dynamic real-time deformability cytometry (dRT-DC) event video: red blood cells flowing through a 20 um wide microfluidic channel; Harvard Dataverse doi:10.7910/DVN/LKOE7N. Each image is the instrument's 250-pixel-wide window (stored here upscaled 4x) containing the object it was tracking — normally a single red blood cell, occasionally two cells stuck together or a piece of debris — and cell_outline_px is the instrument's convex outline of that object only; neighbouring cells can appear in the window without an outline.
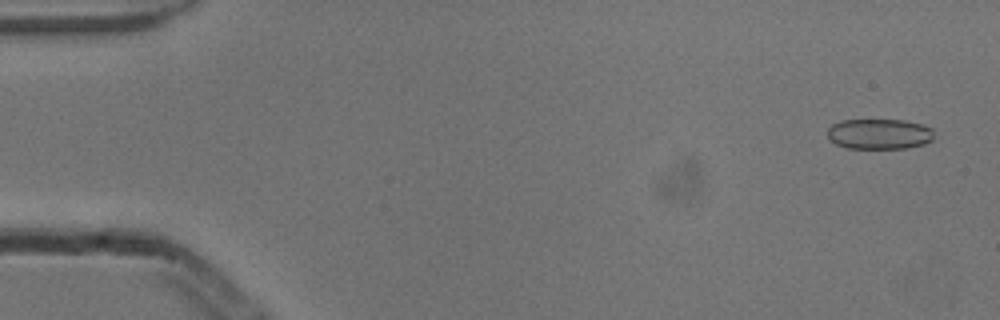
{"species": "common noctule bat (a hibernating species)", "species_latin": "Nyctalus noctula", "temperature_condition": "cold", "stored_images_in_passage": 6, "camera_frame_rate_fps": 3000, "um_per_image_px": 0.085, "animal": {"sex": "male", "body_mass_g": 13.3}, "frame": {"image": 1, "passage_image": 1, "time_ms": 0.0, "image_size_px": [1000, 320], "cell_outline_px": [[932, 140], [924, 144], [904, 148], [848, 148], [836, 144], [828, 140], [828, 128], [832, 124], [840, 120], [904, 120], [924, 124], [932, 128]], "centroid_in_image_um": [74.72, 11.38], "position_along_channel_um": 10.3, "area_um2": 18.96}}
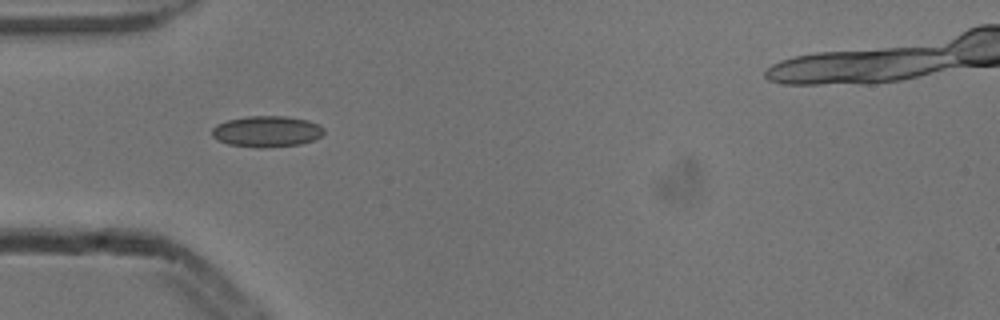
{"frame": {"image": 2, "passage_image": 5, "time_ms": 1.333, "image_size_px": [1000, 320], "cell_outline_px": [[324, 132], [316, 140], [300, 144], [264, 148], [256, 148], [228, 144], [212, 136], [212, 128], [216, 124], [228, 120], [248, 116], [288, 116], [308, 120], [324, 128]], "centroid_in_image_um": [22.68, 11.17], "position_along_channel_um": 62.3, "area_um2": 20.35}}
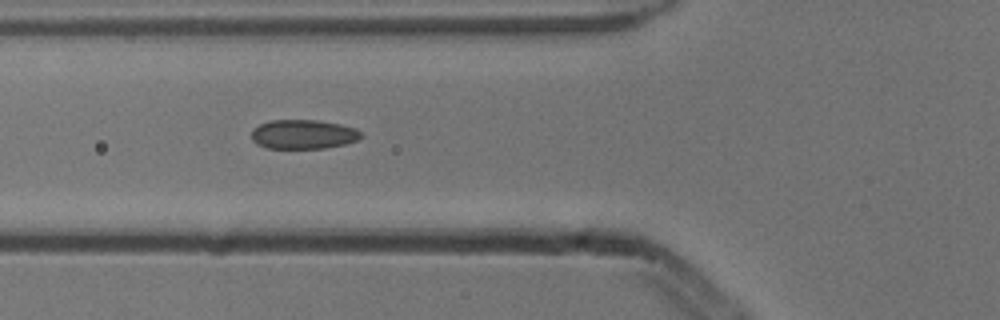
{"frame": {"image": 3, "passage_image": 6, "time_ms": 1.667, "image_size_px": [1000, 320], "cell_outline_px": [[364, 136], [356, 140], [344, 144], [324, 148], [268, 148], [256, 144], [252, 140], [252, 128], [268, 120], [316, 120], [340, 124], [356, 128]], "centroid_in_image_um": [25.76, 11.41], "position_along_channel_um": 100.0, "area_um2": 18.73}}